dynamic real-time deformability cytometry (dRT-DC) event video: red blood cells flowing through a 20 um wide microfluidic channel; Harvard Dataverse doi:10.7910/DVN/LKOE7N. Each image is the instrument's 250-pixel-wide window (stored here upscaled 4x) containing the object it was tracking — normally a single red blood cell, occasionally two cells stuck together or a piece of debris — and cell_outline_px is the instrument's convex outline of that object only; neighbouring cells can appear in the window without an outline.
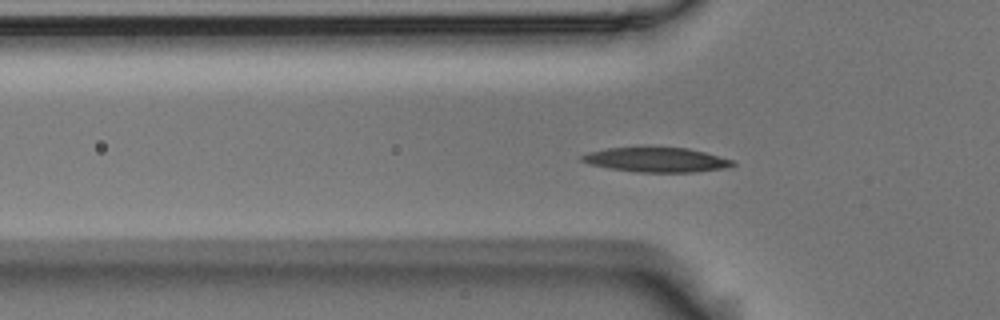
{"species": "Egyptian fruit bat (a non-hibernating species)", "species_latin": "Rousettus aegyptiacus", "temperature_condition": "room temperature", "stored_images_in_passage": 44, "camera_frame_rate_fps": 3000, "um_per_image_px": 0.085, "animal": {"sex": "male"}, "frame": {"image": 1, "passage_image": 5, "time_ms": 1.333, "image_size_px": [1000, 320], "cell_outline_px": [[736, 164], [728, 168], [696, 172], [636, 172], [588, 164], [580, 160], [580, 156], [588, 152], [608, 148], [688, 148], [704, 152], [732, 160]], "centroid_in_image_um": [55.8, 13.59], "position_along_channel_um": 70.0, "area_um2": 21.39}}
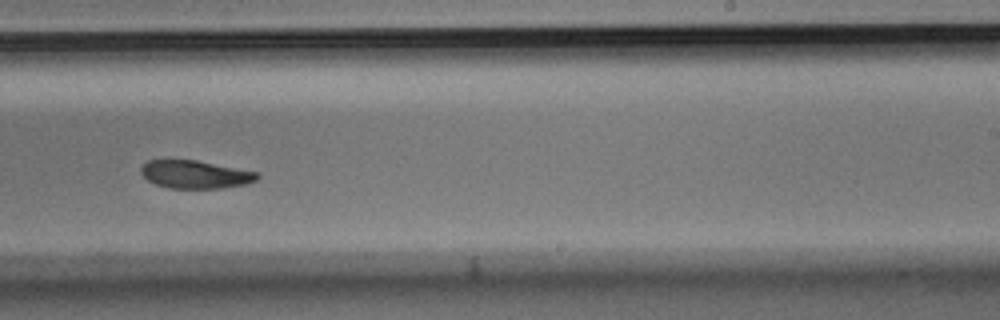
{"frame": {"image": 2, "passage_image": 22, "time_ms": 7.0, "image_size_px": [1000, 320], "cell_outline_px": [[260, 176], [256, 180], [244, 184], [220, 188], [168, 188], [156, 184], [148, 180], [140, 172], [140, 168], [148, 160], [196, 160], [260, 172]], "centroid_in_image_um": [16.61, 14.82], "position_along_channel_um": 272.4, "area_um2": 18.9}}
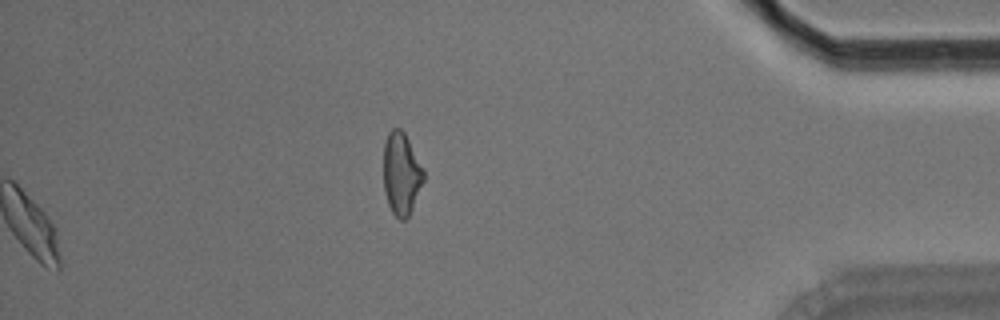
{"frame": {"image": 3, "passage_image": 44, "time_ms": 14.333, "image_size_px": [1000, 320], "cell_outline_px": [[424, 180], [412, 208], [408, 216], [404, 220], [400, 220], [392, 212], [388, 204], [384, 192], [384, 144], [388, 132], [392, 128], [400, 128], [404, 132], [424, 172]], "centroid_in_image_um": [34.09, 14.77], "position_along_channel_um": 401.1, "area_um2": 18.96}, "authors_computed_cell_mechanics": {"area_um2": 20.4034, "velocity_mm_per_s": 3.5678, "shape_relaxation_time_tau1_ms": 10.3707, "shape_relaxation_time_tau2_ms": 5.9119, "deformation_change_tau1": 0.1995, "deformation_change_tau2": 0.1105}}